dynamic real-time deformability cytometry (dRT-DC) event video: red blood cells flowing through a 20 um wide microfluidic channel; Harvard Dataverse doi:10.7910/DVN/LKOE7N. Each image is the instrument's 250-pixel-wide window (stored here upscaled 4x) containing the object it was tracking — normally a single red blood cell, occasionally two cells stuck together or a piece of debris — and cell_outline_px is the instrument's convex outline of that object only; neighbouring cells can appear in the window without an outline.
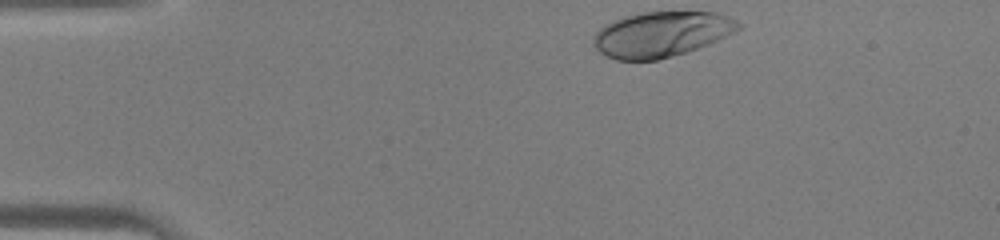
{"species": "human", "species_latin": "Homo sapiens", "temperature_condition": "warm", "stored_images_in_passage": 31, "camera_frame_rate_fps": 3000, "um_per_image_px": 0.085, "donor": {"sex": "male"}, "frame": {"image": 1, "passage_image": 1, "time_ms": 0.0, "image_size_px": [1000, 240], "cell_outline_px": [[744, 24], [740, 28], [708, 44], [688, 52], [656, 60], [616, 60], [600, 52], [592, 44], [592, 36], [604, 24], [612, 20], [624, 16], [644, 12], [716, 12], [728, 16]], "centroid_in_image_um": [56.18, 2.9], "position_along_channel_um": 28.8, "area_um2": 38.32}}
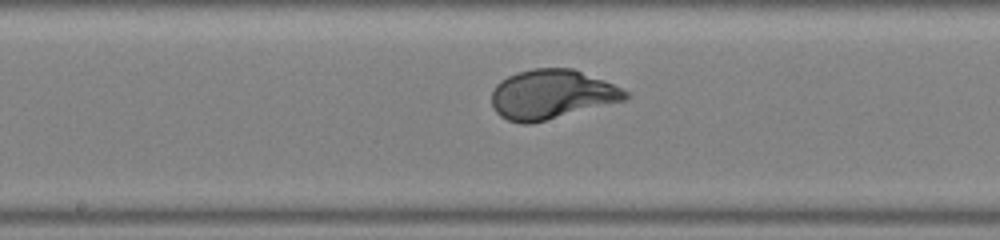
{"frame": {"image": 2, "passage_image": 17, "time_ms": 5.333, "image_size_px": [1000, 240], "cell_outline_px": [[632, 96], [628, 100], [532, 124], [520, 124], [508, 120], [500, 116], [496, 112], [492, 104], [492, 92], [496, 84], [500, 80], [516, 72], [532, 68], [572, 68], [604, 80], [628, 92]], "centroid_in_image_um": [46.9, 8.04], "position_along_channel_um": 201.3, "area_um2": 38.9}}
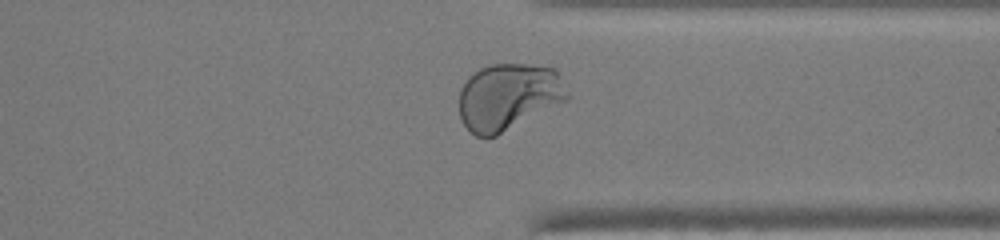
{"frame": {"image": 3, "passage_image": 28, "time_ms": 9.0, "image_size_px": [1000, 240], "cell_outline_px": [[572, 96], [568, 100], [496, 136], [476, 136], [460, 120], [460, 88], [468, 76], [472, 72], [480, 68], [492, 64], [528, 64], [556, 68]], "centroid_in_image_um": [43.25, 8.2], "position_along_channel_um": 368.1, "area_um2": 42.54}}